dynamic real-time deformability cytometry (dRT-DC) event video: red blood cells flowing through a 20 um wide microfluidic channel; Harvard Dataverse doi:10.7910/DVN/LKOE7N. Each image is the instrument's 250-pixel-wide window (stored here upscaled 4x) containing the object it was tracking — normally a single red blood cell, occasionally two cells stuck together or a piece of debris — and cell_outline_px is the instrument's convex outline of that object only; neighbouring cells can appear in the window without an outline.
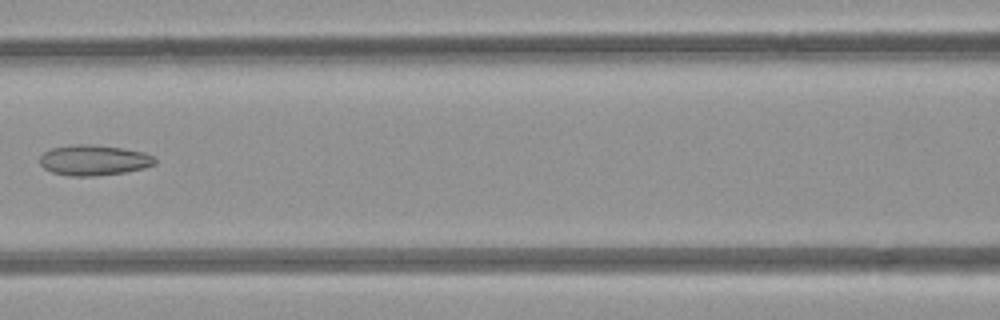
{"species": "common noctule bat (a hibernating species)", "species_latin": "Nyctalus noctula", "temperature_condition": "room temperature", "stored_images_in_passage": 7, "camera_frame_rate_fps": 3000, "um_per_image_px": 0.085, "animal": {"sex": "female", "body_mass_g": 21.9}, "frame": {"image": 1, "passage_image": 6, "time_ms": 5.667, "image_size_px": [1000, 320], "cell_outline_px": [[156, 164], [144, 168], [124, 172], [92, 176], [72, 176], [52, 172], [44, 168], [40, 164], [40, 156], [44, 152], [52, 148], [76, 144], [88, 144], [120, 148], [144, 152], [152, 156], [156, 160]], "centroid_in_image_um": [7.97, 13.61], "position_along_channel_um": 158.6, "area_um2": 20.23}}
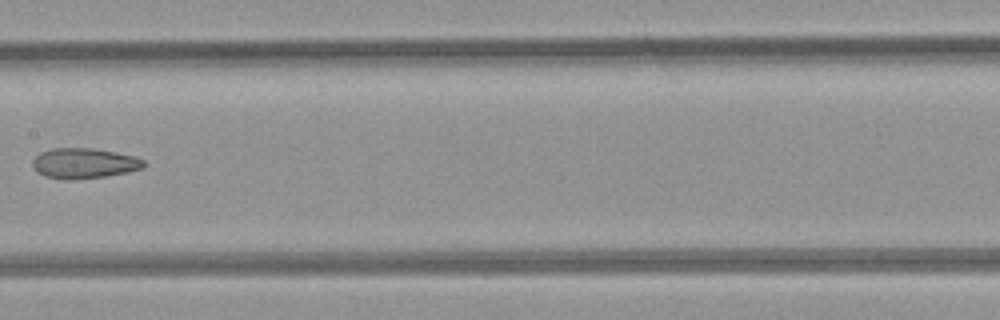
{"frame": {"image": 2, "passage_image": 7, "time_ms": 6.667, "image_size_px": [1000, 320], "cell_outline_px": [[144, 168], [128, 172], [104, 176], [68, 180], [64, 180], [44, 176], [36, 172], [32, 168], [32, 160], [40, 152], [52, 148], [92, 148], [116, 152], [136, 156], [144, 160]], "centroid_in_image_um": [7.12, 13.88], "position_along_channel_um": 200.3, "area_um2": 19.83}}